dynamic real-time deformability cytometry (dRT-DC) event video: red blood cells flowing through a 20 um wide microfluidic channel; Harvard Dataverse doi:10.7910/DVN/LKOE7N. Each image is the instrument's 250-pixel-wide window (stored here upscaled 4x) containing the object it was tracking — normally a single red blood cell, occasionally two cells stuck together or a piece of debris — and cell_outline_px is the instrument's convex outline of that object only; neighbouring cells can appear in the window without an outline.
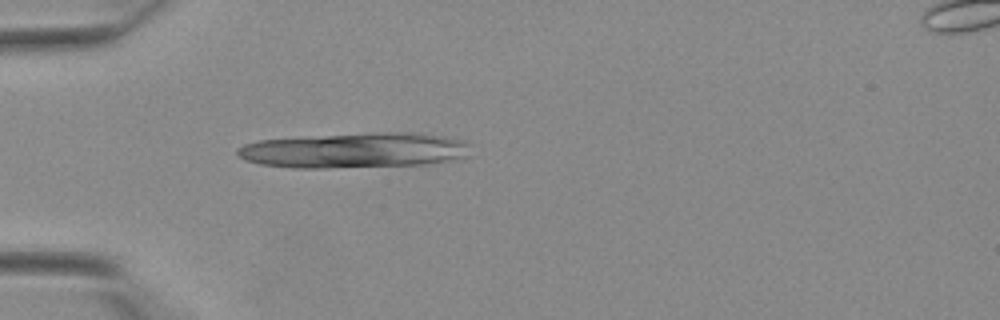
{"species": "Egyptian fruit bat (a non-hibernating species)", "species_latin": "Rousettus aegyptiacus", "temperature_condition": "warm", "stored_images_in_passage": 3, "camera_frame_rate_fps": 3000, "um_per_image_px": 0.085, "animal": {"sex": "female"}, "frame": {"image": 1, "passage_image": 3, "time_ms": 0.667, "image_size_px": [1000, 320], "cell_outline_px": [[376, 160], [372, 164], [284, 164], [292, 140], [352, 140]], "centroid_in_image_um": [27.81, 12.99], "position_along_channel_um": 57.2, "area_um2": 13.47}}